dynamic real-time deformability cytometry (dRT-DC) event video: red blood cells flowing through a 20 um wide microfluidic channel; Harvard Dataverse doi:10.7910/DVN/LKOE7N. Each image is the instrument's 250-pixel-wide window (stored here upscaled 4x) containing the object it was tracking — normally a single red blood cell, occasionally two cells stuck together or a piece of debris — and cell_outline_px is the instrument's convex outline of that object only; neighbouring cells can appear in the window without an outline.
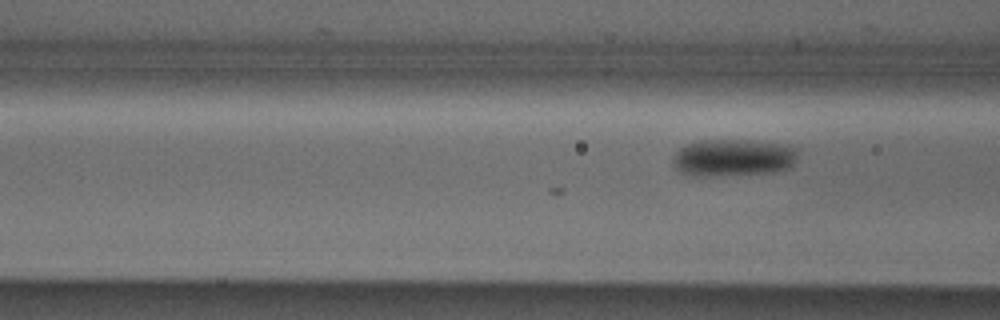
{"species": "Egyptian fruit bat (a non-hibernating species)", "species_latin": "Rousettus aegyptiacus", "temperature_condition": "cold", "stored_images_in_passage": 6, "camera_frame_rate_fps": 3000, "um_per_image_px": 0.085, "animal": {"sex": "male"}, "frame": {"image": 1, "passage_image": 6, "time_ms": 1.667, "image_size_px": [1000, 320], "cell_outline_px": [[796, 160], [792, 168], [772, 172], [700, 176], [680, 172], [672, 164], [672, 156], [680, 148], [688, 144], [700, 140], [748, 140], [776, 144], [792, 148], [796, 152]], "centroid_in_image_um": [62.27, 13.4], "position_along_channel_um": 104.3, "area_um2": 26.65}}